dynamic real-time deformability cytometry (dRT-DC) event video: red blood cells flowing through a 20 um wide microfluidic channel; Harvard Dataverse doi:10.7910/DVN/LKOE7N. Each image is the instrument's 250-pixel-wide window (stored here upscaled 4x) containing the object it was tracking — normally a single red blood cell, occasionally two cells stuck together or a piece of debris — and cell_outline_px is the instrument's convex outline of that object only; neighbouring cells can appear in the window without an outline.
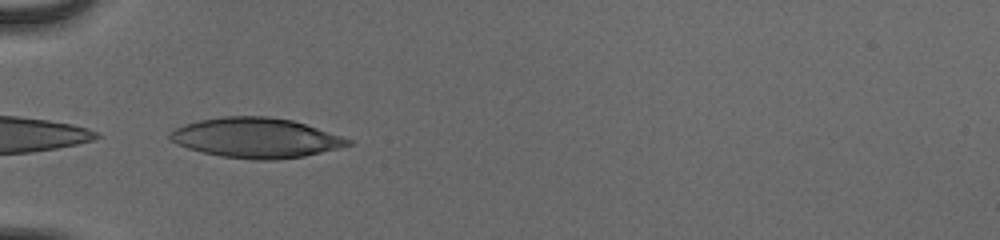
{"species": "human", "species_latin": "Homo sapiens", "temperature_condition": "cold", "stored_images_in_passage": 35, "camera_frame_rate_fps": 3000, "um_per_image_px": 0.085, "donor": {"sex": "male"}, "frame": {"image": 1, "passage_image": 1, "time_ms": 0.0, "image_size_px": [1000, 240], "cell_outline_px": [[352, 144], [340, 148], [304, 156], [276, 160], [256, 160], [220, 156], [188, 148], [168, 140], [168, 136], [176, 128], [184, 124], [200, 120], [224, 116], [268, 116], [292, 120], [352, 140]], "centroid_in_image_um": [21.74, 11.72], "position_along_channel_um": 63.3, "area_um2": 41.15}}
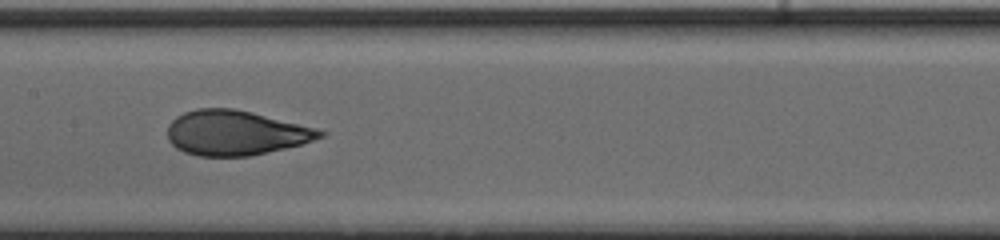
{"frame": {"image": 2, "passage_image": 11, "time_ms": 3.333, "image_size_px": [1000, 240], "cell_outline_px": [[328, 132], [324, 136], [300, 144], [284, 148], [248, 156], [200, 156], [184, 152], [176, 148], [168, 140], [168, 124], [176, 116], [184, 112], [196, 108], [232, 108], [252, 112], [316, 128]], "centroid_in_image_um": [19.99, 11.28], "position_along_channel_um": 187.4, "area_um2": 39.65}}
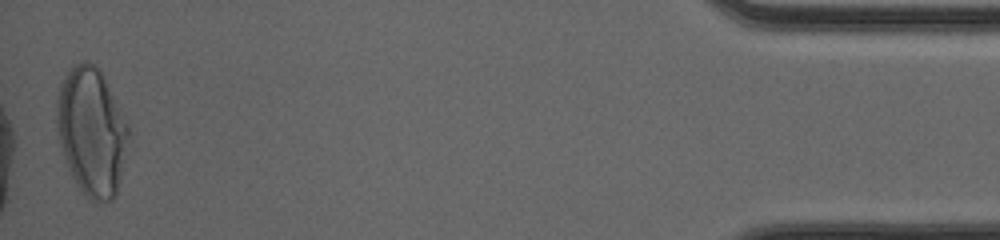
{"frame": {"image": 3, "passage_image": 35, "time_ms": 11.333, "image_size_px": [1000, 240], "cell_outline_px": [[128, 136], [116, 196], [112, 200], [96, 204], [84, 196], [80, 192], [68, 168], [60, 144], [56, 128], [56, 96], [60, 84], [68, 68], [80, 60], [88, 60], [96, 64], [100, 68], [128, 124]], "centroid_in_image_um": [7.75, 11.15], "position_along_channel_um": 427.5, "area_um2": 54.04}, "authors_computed_cell_mechanics": {"area_um2": 40.3444, "velocity_mm_per_s": 3.9506, "shape_relaxation_time_tau1_ms": 4.1543, "shape_relaxation_time_tau2_ms": 0.7485, "deformation_change_tau1": 0.2044, "deformation_change_tau2": 0.0677}}